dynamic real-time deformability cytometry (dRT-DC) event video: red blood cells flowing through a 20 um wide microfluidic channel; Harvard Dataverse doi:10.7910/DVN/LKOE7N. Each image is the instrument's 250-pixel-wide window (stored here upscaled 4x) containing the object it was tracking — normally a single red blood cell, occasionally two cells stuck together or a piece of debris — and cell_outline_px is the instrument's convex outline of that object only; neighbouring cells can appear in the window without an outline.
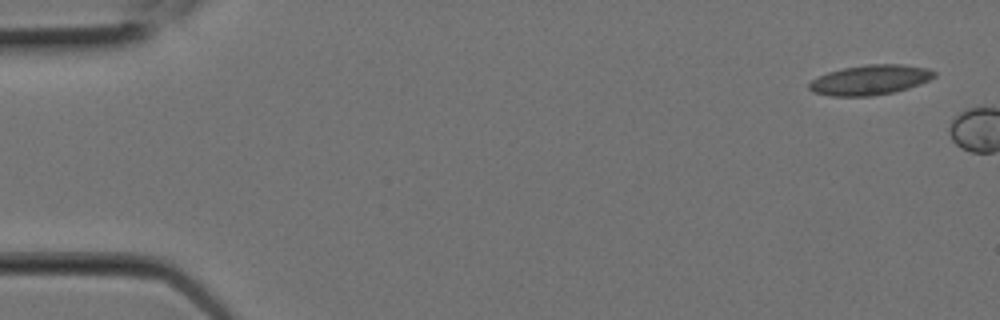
{"species": "Egyptian fruit bat (a non-hibernating species)", "species_latin": "Rousettus aegyptiacus", "temperature_condition": "room temperature", "stored_images_in_passage": 2, "camera_frame_rate_fps": 3000, "um_per_image_px": 0.085, "animal": {"sex": "female"}, "frame": {"image": 1, "passage_image": 1, "time_ms": 0.0, "image_size_px": [1000, 320], "cell_outline_px": [[936, 76], [920, 84], [908, 88], [892, 92], [872, 96], [832, 96], [812, 92], [808, 88], [808, 84], [812, 80], [828, 72], [844, 68], [868, 64], [904, 64], [928, 68], [936, 72]], "centroid_in_image_um": [73.97, 6.79], "position_along_channel_um": 11.0, "area_um2": 21.79}}